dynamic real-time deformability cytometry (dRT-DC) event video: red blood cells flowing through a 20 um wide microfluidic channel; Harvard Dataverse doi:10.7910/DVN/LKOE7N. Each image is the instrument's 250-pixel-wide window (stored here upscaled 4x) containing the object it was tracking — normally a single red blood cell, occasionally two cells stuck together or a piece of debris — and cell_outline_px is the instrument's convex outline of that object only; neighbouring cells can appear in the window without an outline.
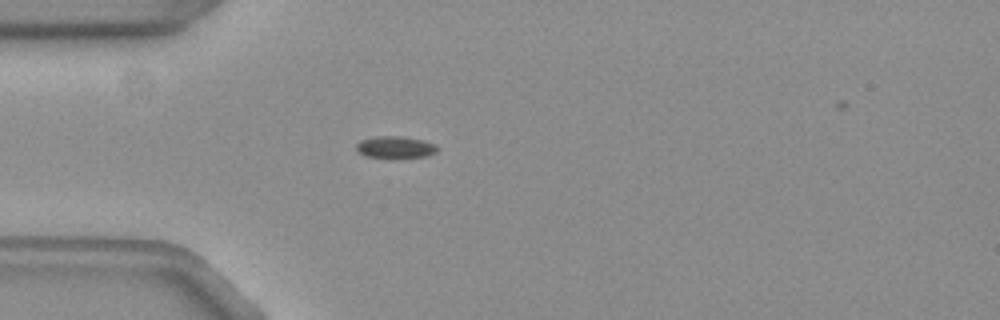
{"species": "common noctule bat (a hibernating species)", "species_latin": "Nyctalus noctula", "temperature_condition": "warm", "stored_images_in_passage": 44, "camera_frame_rate_fps": 3000, "um_per_image_px": 0.085, "animal": {"sex": "female", "body_mass_g": 19.3, "forearm_length_mm": 54.1}, "frame": {"image": 1, "passage_image": 4, "time_ms": 1.0, "image_size_px": [1000, 320], "cell_outline_px": [[436, 152], [428, 156], [396, 160], [392, 160], [364, 156], [356, 148], [356, 144], [360, 140], [376, 136], [396, 136], [420, 140], [432, 144], [436, 148]], "centroid_in_image_um": [33.54, 12.57], "position_along_channel_um": 51.5, "area_um2": 10.64}}
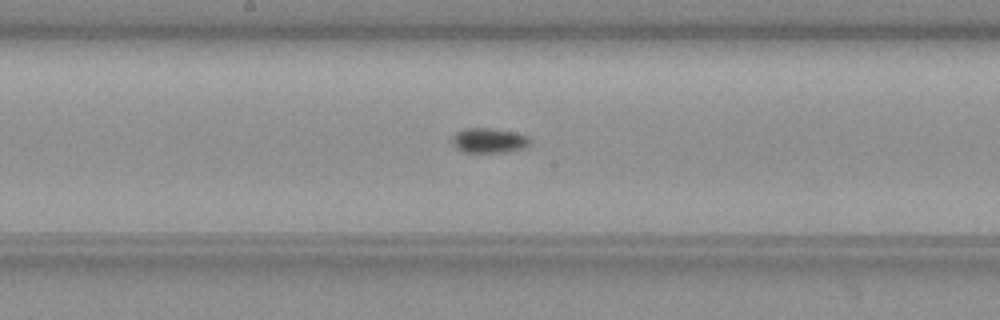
{"frame": {"image": 2, "passage_image": 17, "time_ms": 5.333, "image_size_px": [1000, 320], "cell_outline_px": [[532, 144], [524, 148], [508, 152], [464, 152], [456, 148], [452, 144], [452, 136], [456, 132], [464, 128], [492, 128], [512, 132], [528, 136], [532, 140]], "centroid_in_image_um": [41.58, 11.94], "position_along_channel_um": 206.6, "area_um2": 11.44}}
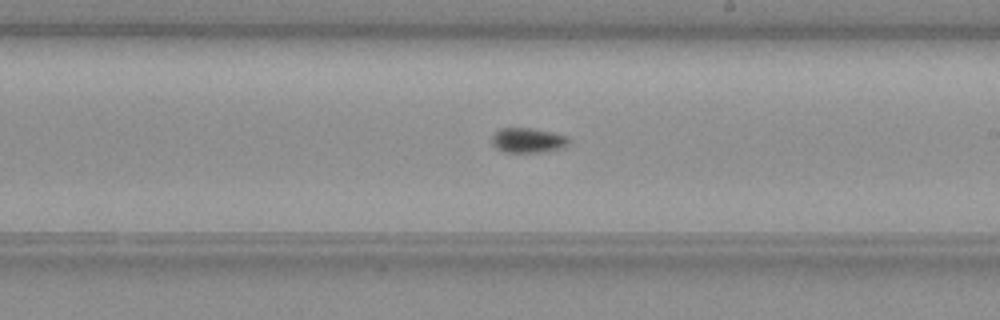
{"frame": {"image": 3, "passage_image": 20, "time_ms": 6.333, "image_size_px": [1000, 320], "cell_outline_px": [[568, 140], [560, 148], [540, 152], [504, 152], [496, 148], [492, 144], [492, 136], [500, 128], [528, 128], [548, 132], [564, 136]], "centroid_in_image_um": [44.75, 11.93], "position_along_channel_um": 244.2, "area_um2": 10.64}, "authors_computed_cell_mechanics": {"area_um2": 10.1439, "velocity_mm_per_s": 3.774, "shape_relaxation_time_tau1_ms": 2.6002, "shape_relaxation_time_tau2_ms": null, "deformation_change_tau1": 0.0685, "deformation_change_tau2": null}}